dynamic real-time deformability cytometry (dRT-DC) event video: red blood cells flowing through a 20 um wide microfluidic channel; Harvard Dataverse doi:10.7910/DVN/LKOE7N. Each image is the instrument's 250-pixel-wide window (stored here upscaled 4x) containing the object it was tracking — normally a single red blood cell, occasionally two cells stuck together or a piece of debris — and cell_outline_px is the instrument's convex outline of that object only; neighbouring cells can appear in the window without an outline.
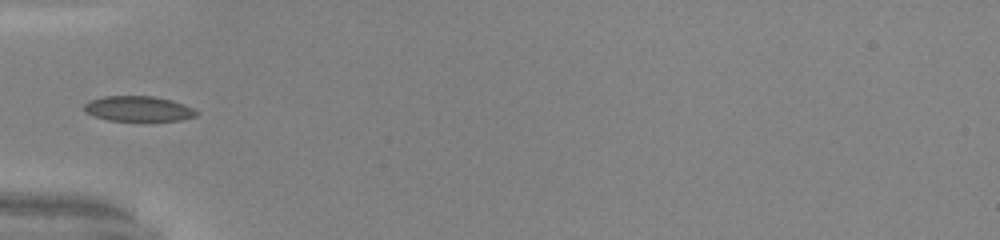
{"species": "common noctule bat (a hibernating species)", "species_latin": "Nyctalus noctula", "temperature_condition": "warm", "stored_images_in_passage": 34, "camera_frame_rate_fps": 3000, "um_per_image_px": 0.085, "animal": {"sex": "male", "body_mass_g": 20.0, "forearm_length_mm": 53.3}, "frame": {"image": 1, "passage_image": 1, "time_ms": 0.0, "image_size_px": [1000, 240], "cell_outline_px": [[200, 112], [196, 116], [180, 120], [108, 120], [84, 112], [84, 104], [88, 100], [104, 96], [152, 96], [172, 100], [184, 104]], "centroid_in_image_um": [11.75, 9.23], "position_along_channel_um": 73.2, "area_um2": 16.42}}
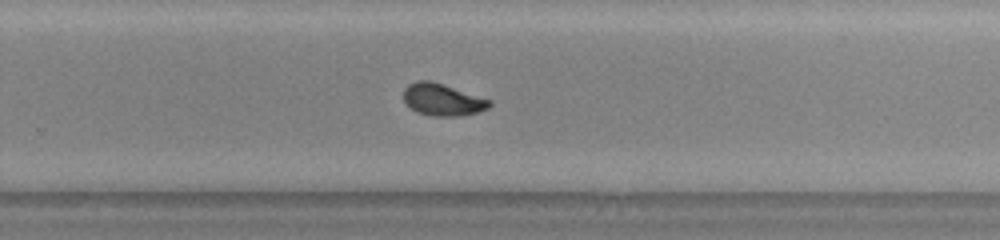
{"frame": {"image": 2, "passage_image": 17, "time_ms": 5.333, "image_size_px": [1000, 240], "cell_outline_px": [[492, 104], [488, 108], [476, 112], [456, 116], [432, 116], [416, 112], [404, 100], [404, 88], [408, 84], [416, 80], [432, 80], [492, 100]], "centroid_in_image_um": [37.61, 8.45], "position_along_channel_um": 292.2, "area_um2": 16.07}}
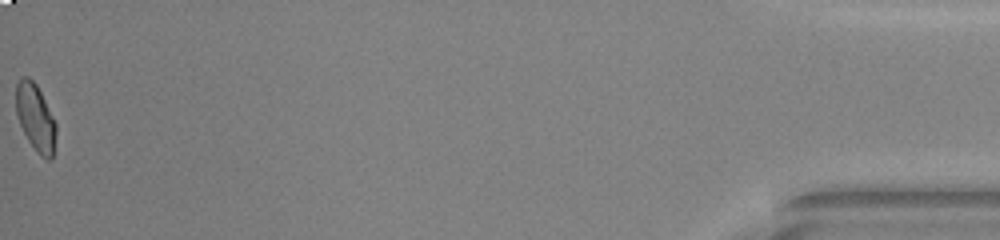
{"frame": {"image": 3, "passage_image": 34, "time_ms": 11.0, "image_size_px": [1000, 240], "cell_outline_px": [[56, 132], [52, 160], [48, 160], [40, 156], [36, 152], [28, 140], [20, 124], [16, 112], [16, 84], [20, 76], [28, 76], [36, 84], [56, 124]], "centroid_in_image_um": [3.0, 10.0], "position_along_channel_um": 432.2, "area_um2": 15.55}, "authors_computed_cell_mechanics": {"area_um2": 15.9817, "velocity_mm_per_s": 4.1134, "shape_relaxation_time_tau1_ms": null, "shape_relaxation_time_tau2_ms": 0.9657, "deformation_change_tau1": null, "deformation_change_tau2": 0.0444}}